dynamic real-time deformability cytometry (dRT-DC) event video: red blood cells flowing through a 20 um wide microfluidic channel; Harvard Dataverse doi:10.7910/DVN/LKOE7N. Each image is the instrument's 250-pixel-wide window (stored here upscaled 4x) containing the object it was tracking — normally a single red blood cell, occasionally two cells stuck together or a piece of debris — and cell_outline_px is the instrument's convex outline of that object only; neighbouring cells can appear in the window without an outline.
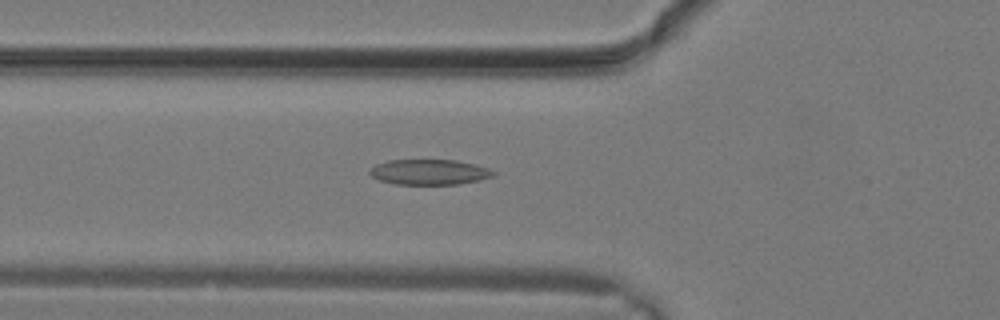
{"species": "common noctule bat (a hibernating species)", "species_latin": "Nyctalus noctula", "temperature_condition": "warm", "stored_images_in_passage": 27, "camera_frame_rate_fps": 3000, "um_per_image_px": 0.085, "animal": {"sex": "male", "body_mass_g": 19.2, "forearm_length_mm": 51.8}, "frame": {"image": 1, "passage_image": 8, "time_ms": 2.333, "image_size_px": [1000, 320], "cell_outline_px": [[496, 172], [492, 176], [480, 180], [460, 184], [396, 184], [380, 180], [372, 176], [368, 172], [376, 164], [388, 160], [456, 160], [476, 164], [488, 168]], "centroid_in_image_um": [36.51, 14.62], "position_along_channel_um": 89.3, "area_um2": 18.21}}
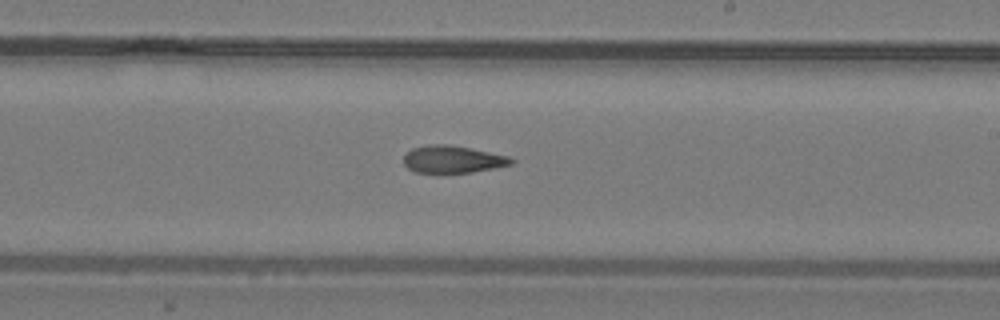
{"frame": {"image": 2, "passage_image": 15, "time_ms": 4.667, "image_size_px": [1000, 320], "cell_outline_px": [[516, 160], [512, 164], [496, 168], [472, 172], [416, 172], [408, 168], [404, 164], [404, 156], [412, 148], [432, 144], [448, 144], [508, 156]], "centroid_in_image_um": [38.49, 13.54], "position_along_channel_um": 250.5, "area_um2": 16.88}}
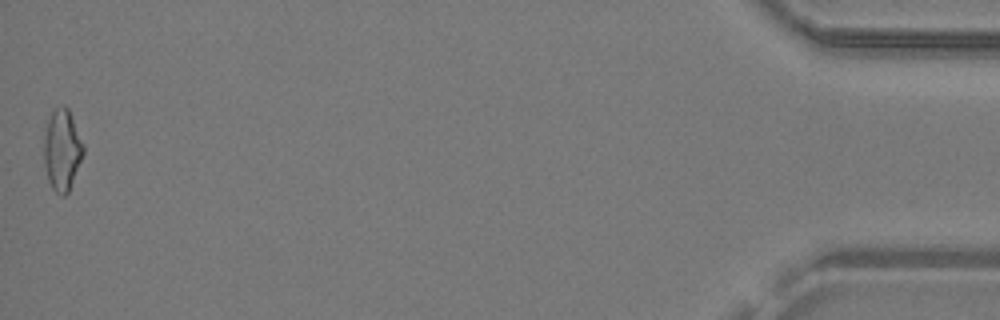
{"frame": {"image": 3, "passage_image": 27, "time_ms": 8.667, "image_size_px": [1000, 320], "cell_outline_px": [[84, 152], [68, 192], [64, 196], [60, 196], [52, 188], [48, 180], [44, 164], [44, 136], [48, 120], [52, 112], [56, 108], [64, 104], [68, 108], [84, 144]], "centroid_in_image_um": [5.27, 12.74], "position_along_channel_um": 429.9, "area_um2": 18.55}}